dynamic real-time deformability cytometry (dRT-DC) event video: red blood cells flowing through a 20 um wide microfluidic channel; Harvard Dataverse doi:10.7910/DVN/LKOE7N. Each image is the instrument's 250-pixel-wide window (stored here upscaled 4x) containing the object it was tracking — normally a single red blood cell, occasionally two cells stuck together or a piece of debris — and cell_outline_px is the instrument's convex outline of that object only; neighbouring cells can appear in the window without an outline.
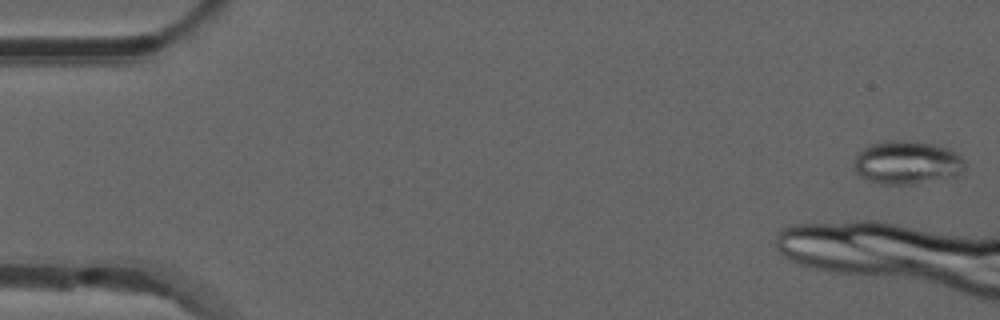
{"species": "common noctule bat (a hibernating species)", "species_latin": "Nyctalus noctula", "temperature_condition": "room temperature", "stored_images_in_passage": 8, "camera_frame_rate_fps": 3000, "um_per_image_px": 0.085, "animal": {"sex": "male", "forearm_length_mm": 52.5}, "frame": {"image": 1, "passage_image": 1, "time_ms": 0.0, "image_size_px": [1000, 320], "cell_outline_px": [[964, 168], [956, 176], [916, 184], [880, 184], [868, 180], [860, 176], [856, 172], [856, 152], [872, 144], [884, 140], [904, 140], [936, 144], [948, 148], [956, 152], [964, 160]], "centroid_in_image_um": [77.11, 13.81], "position_along_channel_um": 7.9, "area_um2": 28.09}}